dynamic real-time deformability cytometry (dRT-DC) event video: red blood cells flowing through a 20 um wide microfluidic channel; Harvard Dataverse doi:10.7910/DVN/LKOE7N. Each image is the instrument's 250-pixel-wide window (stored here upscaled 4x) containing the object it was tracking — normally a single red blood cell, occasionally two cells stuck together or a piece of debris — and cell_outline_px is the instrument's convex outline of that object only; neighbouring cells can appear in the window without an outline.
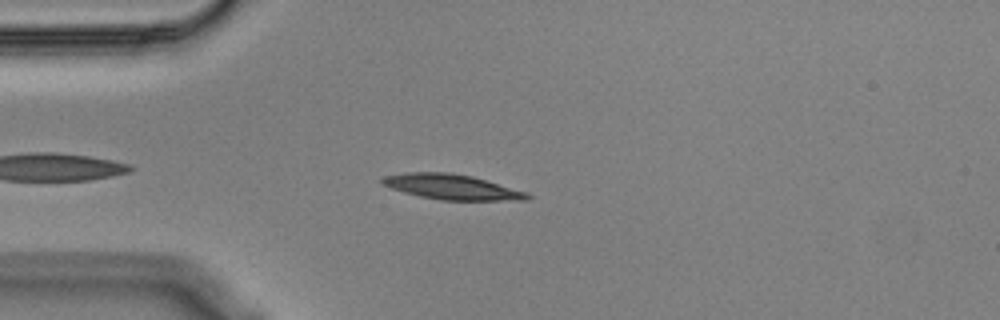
{"species": "Egyptian fruit bat (a non-hibernating species)", "species_latin": "Rousettus aegyptiacus", "temperature_condition": "cold", "stored_images_in_passage": 47, "camera_frame_rate_fps": 3000, "um_per_image_px": 0.085, "animal": {"sex": "male"}, "frame": {"image": 1, "passage_image": 5, "time_ms": 1.333, "image_size_px": [1000, 320], "cell_outline_px": [[532, 196], [528, 200], [440, 200], [420, 196], [404, 192], [380, 184], [380, 180], [384, 176], [408, 172], [452, 172], [472, 176], [528, 192]], "centroid_in_image_um": [38.41, 15.88], "position_along_channel_um": 46.6, "area_um2": 21.33}}
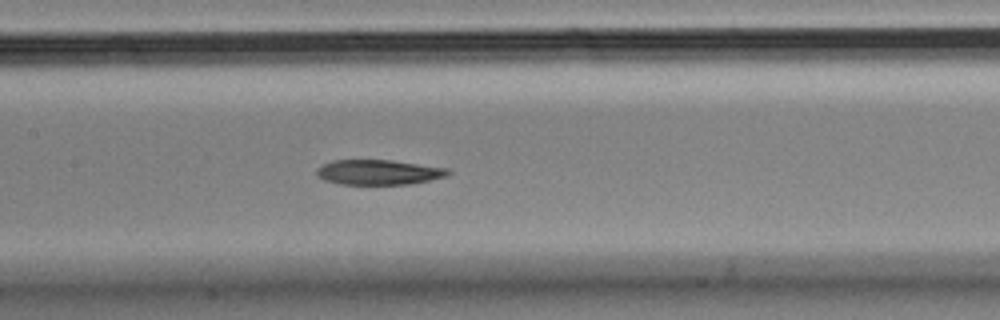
{"frame": {"image": 2, "passage_image": 17, "time_ms": 5.333, "image_size_px": [1000, 320], "cell_outline_px": [[452, 172], [448, 176], [408, 184], [340, 184], [324, 180], [316, 176], [316, 168], [332, 160], [392, 160], [448, 168]], "centroid_in_image_um": [32.17, 14.63], "position_along_channel_um": 175.2, "area_um2": 19.19}}
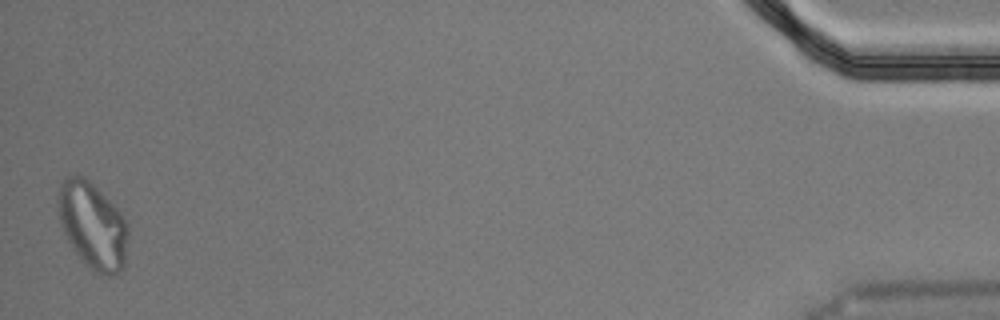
{"frame": {"image": 3, "passage_image": 46, "time_ms": 15.0, "image_size_px": [1000, 320], "cell_outline_px": [[128, 236], [124, 268], [120, 272], [112, 276], [108, 276], [96, 272], [72, 248], [64, 232], [60, 220], [56, 200], [56, 196], [60, 184], [68, 176], [76, 172], [84, 176], [124, 216], [128, 224]], "centroid_in_image_um": [7.87, 19.14], "position_along_channel_um": 427.3, "area_um2": 35.2}, "authors_computed_cell_mechanics": {"area_um2": 20.6346, "velocity_mm_per_s": 3.5553, "shape_relaxation_time_tau1_ms": 8.562, "shape_relaxation_time_tau2_ms": null, "deformation_change_tau1": 0.2065, "deformation_change_tau2": null}}